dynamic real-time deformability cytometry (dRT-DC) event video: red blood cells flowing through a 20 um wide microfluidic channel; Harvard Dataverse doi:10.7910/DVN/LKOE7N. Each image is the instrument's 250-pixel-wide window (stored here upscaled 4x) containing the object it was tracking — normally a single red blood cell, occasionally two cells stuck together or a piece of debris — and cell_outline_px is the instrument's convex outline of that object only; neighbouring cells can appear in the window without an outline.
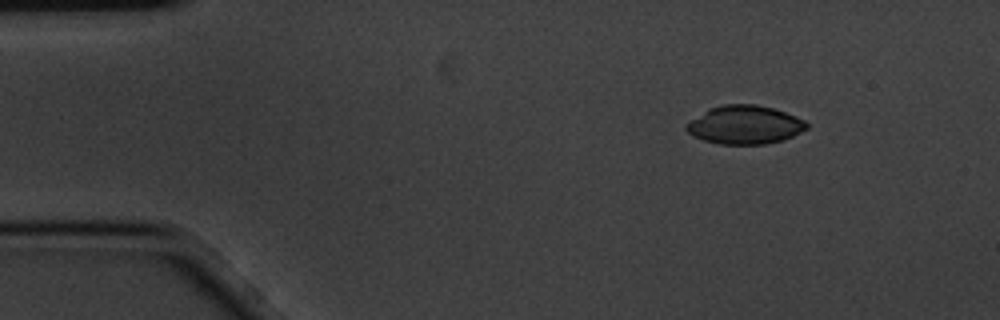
{"species": "common noctule bat (a hibernating species)", "species_latin": "Nyctalus noctula", "temperature_condition": "cold", "stored_images_in_passage": 4, "camera_frame_rate_fps": 3000, "um_per_image_px": 0.085, "animal": {"sex": "male", "body_mass_g": 20.1, "forearm_length_mm": 53.5}, "frame": {"image": 1, "passage_image": 1, "time_ms": 0.0, "image_size_px": [1000, 320], "cell_outline_px": [[808, 128], [784, 140], [764, 144], [720, 144], [704, 140], [692, 136], [684, 128], [692, 120], [708, 108], [720, 104], [756, 104], [772, 108], [796, 116], [804, 120], [808, 124]], "centroid_in_image_um": [63.31, 10.6], "position_along_channel_um": 21.7, "area_um2": 26.93}}
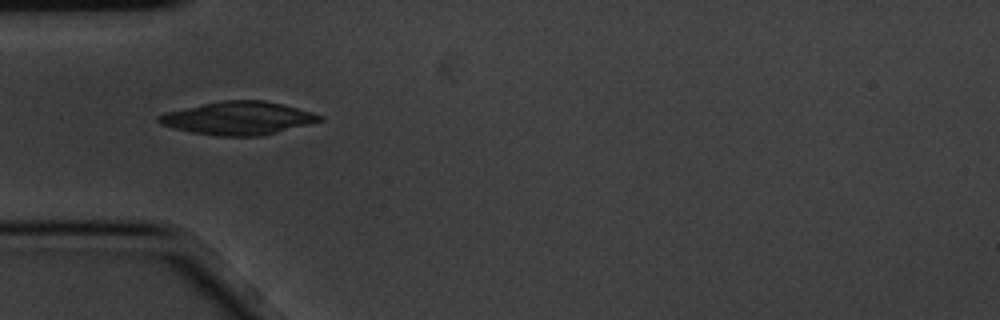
{"frame": {"image": 2, "passage_image": 3, "time_ms": 0.667, "image_size_px": [1000, 320], "cell_outline_px": [[324, 120], [260, 136], [216, 136], [192, 132], [160, 124], [156, 120], [156, 116], [164, 112], [224, 100], [264, 100], [312, 112], [324, 116]], "centroid_in_image_um": [20.23, 10.04], "position_along_channel_um": 64.8, "area_um2": 30.69}}
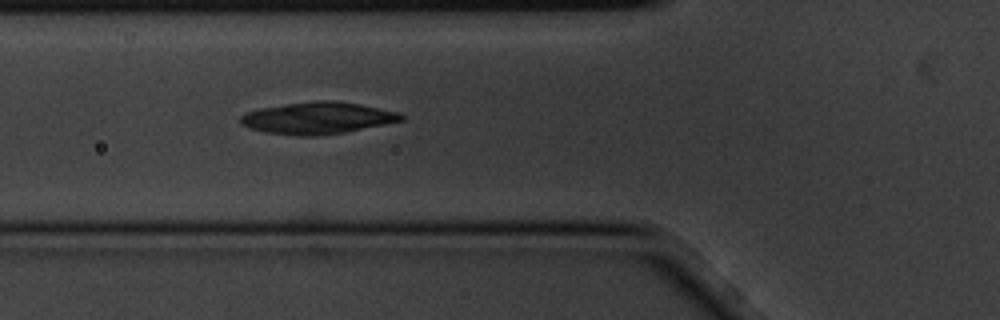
{"frame": {"image": 3, "passage_image": 4, "time_ms": 1.0, "image_size_px": [1000, 320], "cell_outline_px": [[404, 120], [344, 132], [316, 136], [300, 136], [264, 132], [248, 128], [240, 124], [240, 116], [244, 112], [260, 108], [284, 104], [316, 100], [332, 100], [356, 104], [400, 112], [404, 116]], "centroid_in_image_um": [26.93, 10.03], "position_along_channel_um": 98.9, "area_um2": 29.77}}